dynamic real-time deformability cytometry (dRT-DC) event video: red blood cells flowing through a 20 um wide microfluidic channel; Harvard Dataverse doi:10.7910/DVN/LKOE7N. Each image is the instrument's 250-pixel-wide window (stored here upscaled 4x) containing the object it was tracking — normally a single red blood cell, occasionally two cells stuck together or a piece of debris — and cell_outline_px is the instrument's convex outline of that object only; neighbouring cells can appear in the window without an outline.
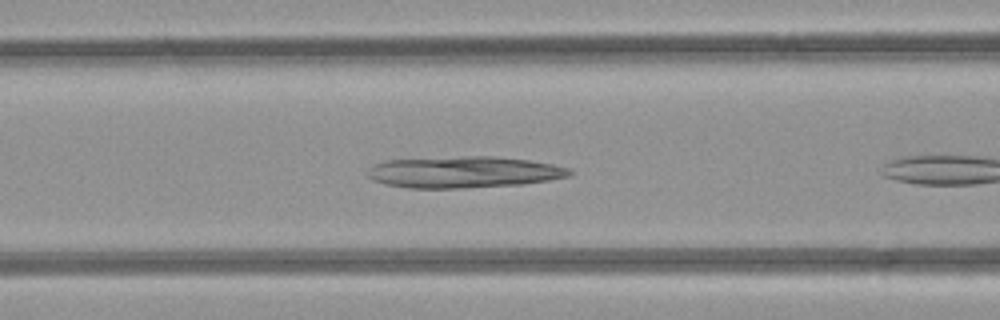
{"species": "common noctule bat (a hibernating species)", "species_latin": "Nyctalus noctula", "temperature_condition": "room temperature", "stored_images_in_passage": 6, "camera_frame_rate_fps": 3000, "um_per_image_px": 0.085, "animal": {"sex": "female", "body_mass_g": 21.9}, "frame": {"image": 1, "passage_image": 5, "time_ms": 1.333, "image_size_px": [1000, 320], "cell_outline_px": [[572, 176], [548, 180], [520, 184], [464, 188], [408, 188], [384, 184], [372, 180], [368, 176], [368, 168], [384, 160], [464, 156], [496, 156], [528, 160], [552, 164], [568, 168], [572, 172]], "centroid_in_image_um": [39.39, 14.63], "position_along_channel_um": 127.2, "area_um2": 37.11}}